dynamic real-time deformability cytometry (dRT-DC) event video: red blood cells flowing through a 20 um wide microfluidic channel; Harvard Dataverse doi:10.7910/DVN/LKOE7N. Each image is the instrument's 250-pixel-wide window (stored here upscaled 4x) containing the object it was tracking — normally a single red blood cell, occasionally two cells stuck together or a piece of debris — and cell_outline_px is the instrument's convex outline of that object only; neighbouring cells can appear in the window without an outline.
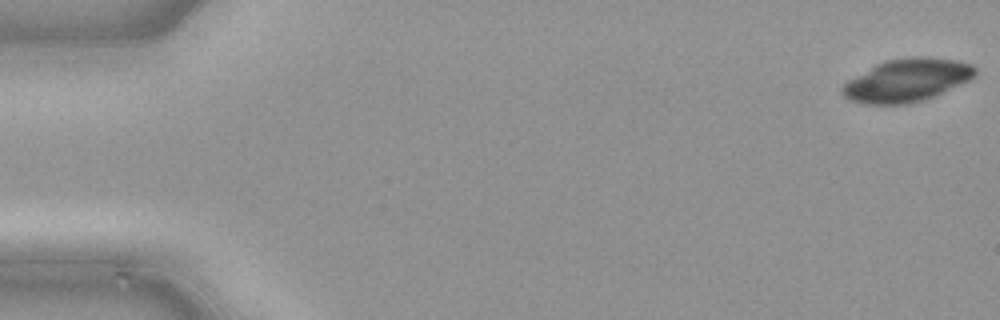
{"species": "common noctule bat (a hibernating species)", "species_latin": "Nyctalus noctula", "temperature_condition": "cold", "stored_images_in_passage": 15, "camera_frame_rate_fps": 3000, "um_per_image_px": 0.085, "animal": {"sex": "male", "body_mass_g": 21.5, "forearm_length_mm": 52.0}, "frame": {"image": 1, "passage_image": 1, "time_ms": 0.0, "image_size_px": [1000, 320], "cell_outline_px": [[976, 72], [968, 80], [924, 100], [908, 104], [868, 104], [848, 100], [840, 92], [840, 88], [848, 80], [876, 64], [884, 60], [908, 56], [928, 56], [952, 60], [972, 64], [976, 68]], "centroid_in_image_um": [77.03, 6.81], "position_along_channel_um": 8.0, "area_um2": 33.06}}